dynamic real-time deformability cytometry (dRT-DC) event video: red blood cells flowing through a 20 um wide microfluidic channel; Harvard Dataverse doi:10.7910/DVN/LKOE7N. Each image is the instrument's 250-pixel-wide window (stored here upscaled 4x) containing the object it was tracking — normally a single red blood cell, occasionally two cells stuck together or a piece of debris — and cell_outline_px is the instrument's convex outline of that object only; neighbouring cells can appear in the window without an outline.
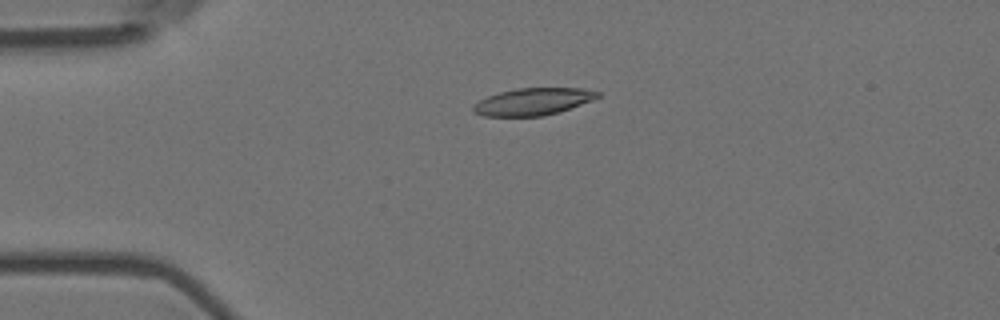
{"species": "Egyptian fruit bat (a non-hibernating species)", "species_latin": "Rousettus aegyptiacus", "temperature_condition": "room temperature", "stored_images_in_passage": 4, "camera_frame_rate_fps": 3000, "um_per_image_px": 0.085, "animal": {"sex": "female"}, "frame": {"image": 1, "passage_image": 2, "time_ms": 0.333, "image_size_px": [1000, 320], "cell_outline_px": [[600, 96], [592, 100], [560, 112], [544, 116], [484, 116], [476, 112], [472, 108], [480, 100], [488, 96], [500, 92], [516, 88], [580, 88], [600, 92]], "centroid_in_image_um": [45.34, 8.63], "position_along_channel_um": 39.7, "area_um2": 19.48}}
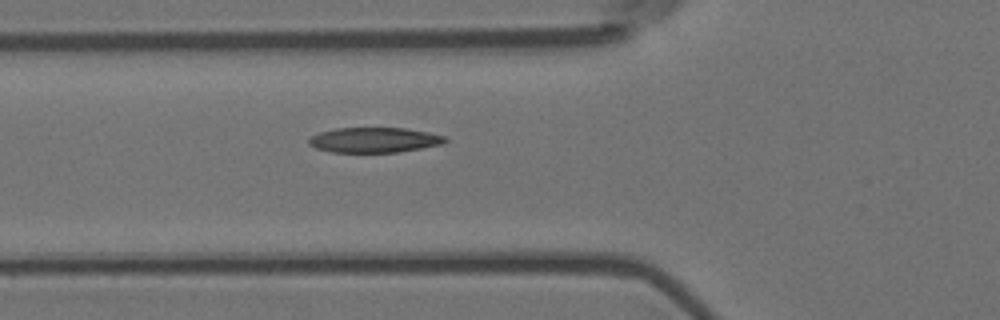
{"frame": {"image": 2, "passage_image": 4, "time_ms": 1.0, "image_size_px": [1000, 320], "cell_outline_px": [[448, 140], [440, 144], [420, 148], [396, 152], [332, 152], [316, 148], [308, 144], [308, 136], [320, 132], [336, 128], [404, 128], [428, 132], [444, 136]], "centroid_in_image_um": [31.75, 11.89], "position_along_channel_um": 94.1, "area_um2": 19.83}}